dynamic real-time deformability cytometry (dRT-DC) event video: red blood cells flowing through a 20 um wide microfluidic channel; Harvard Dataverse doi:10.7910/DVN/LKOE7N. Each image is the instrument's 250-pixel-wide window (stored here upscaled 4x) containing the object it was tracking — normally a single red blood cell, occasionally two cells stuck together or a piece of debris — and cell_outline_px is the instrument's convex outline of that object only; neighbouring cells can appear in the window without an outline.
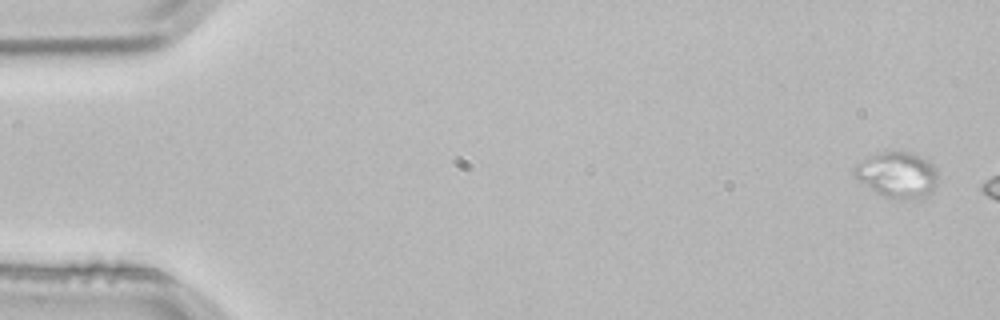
{"species": "common noctule bat (a hibernating species)", "species_latin": "Nyctalus noctula", "temperature_condition": "room temperature", "stored_images_in_passage": 3, "camera_frame_rate_fps": 3000, "um_per_image_px": 0.085, "animal": {"sex": "male", "body_mass_g": 21.5, "forearm_length_mm": 52.0}, "frame": {"image": 1, "passage_image": 1, "time_ms": 0.0, "image_size_px": [1000, 320], "cell_outline_px": [[936, 184], [932, 192], [928, 196], [920, 200], [888, 196], [876, 192], [860, 180], [852, 172], [852, 168], [856, 164], [880, 152], [908, 152], [920, 156], [932, 164], [936, 168]], "centroid_in_image_um": [76.31, 14.86], "position_along_channel_um": 8.7, "area_um2": 21.79}}